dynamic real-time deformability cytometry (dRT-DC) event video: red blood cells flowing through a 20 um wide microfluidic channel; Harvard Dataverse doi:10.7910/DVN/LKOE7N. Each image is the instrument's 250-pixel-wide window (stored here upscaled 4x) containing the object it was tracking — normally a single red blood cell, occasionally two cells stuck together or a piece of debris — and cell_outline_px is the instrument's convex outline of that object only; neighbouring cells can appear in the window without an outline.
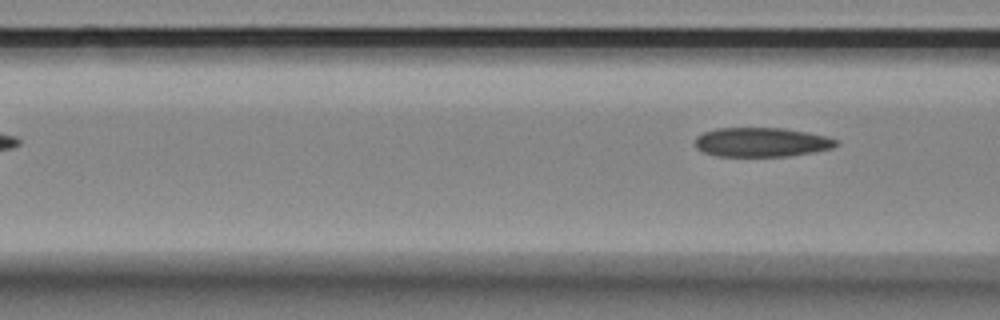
{"species": "Egyptian fruit bat (a non-hibernating species)", "species_latin": "Rousettus aegyptiacus", "temperature_condition": "room temperature", "stored_images_in_passage": 6, "camera_frame_rate_fps": 3000, "um_per_image_px": 0.085, "animal": {"sex": "female"}, "frame": {"image": 1, "passage_image": 6, "time_ms": 1.667, "image_size_px": [1000, 320], "cell_outline_px": [[840, 144], [832, 148], [812, 152], [788, 156], [716, 156], [704, 152], [696, 148], [696, 136], [704, 132], [716, 128], [784, 128], [808, 132], [840, 140]], "centroid_in_image_um": [64.75, 12.08], "position_along_channel_um": 101.9, "area_um2": 24.1}}